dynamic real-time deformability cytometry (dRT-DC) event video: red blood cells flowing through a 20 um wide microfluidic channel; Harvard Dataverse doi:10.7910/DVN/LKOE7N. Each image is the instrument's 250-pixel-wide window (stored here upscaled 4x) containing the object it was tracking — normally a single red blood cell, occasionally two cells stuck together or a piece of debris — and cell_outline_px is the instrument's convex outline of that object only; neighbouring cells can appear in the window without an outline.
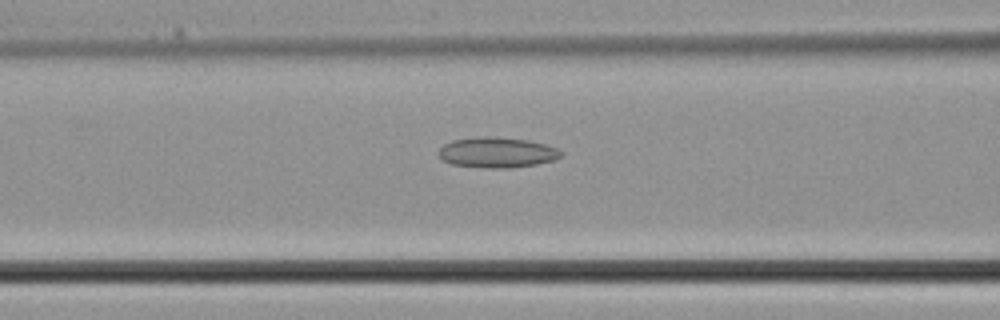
{"species": "common noctule bat (a hibernating species)", "species_latin": "Nyctalus noctula", "temperature_condition": "cold", "stored_images_in_passage": 32, "camera_frame_rate_fps": 3000, "um_per_image_px": 0.085, "animal": {"sex": "male", "body_mass_g": 21.5, "forearm_length_mm": 52.0}, "frame": {"image": 1, "passage_image": 10, "time_ms": 3.0, "image_size_px": [1000, 320], "cell_outline_px": [[564, 152], [556, 160], [536, 164], [504, 168], [484, 168], [452, 164], [444, 160], [436, 152], [444, 144], [452, 140], [476, 136], [496, 136], [528, 140], [544, 144], [556, 148]], "centroid_in_image_um": [42.23, 12.94], "position_along_channel_um": 124.4, "area_um2": 21.85}}
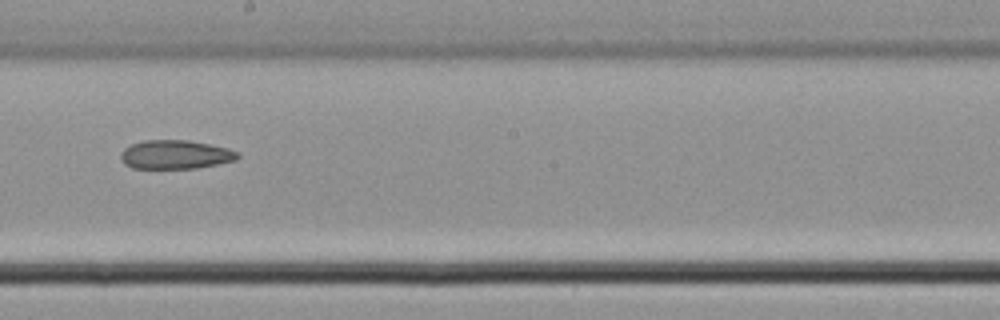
{"frame": {"image": 2, "passage_image": 16, "time_ms": 5.0, "image_size_px": [1000, 320], "cell_outline_px": [[240, 156], [236, 160], [196, 168], [132, 168], [124, 164], [120, 160], [120, 152], [124, 148], [132, 144], [144, 140], [188, 140], [228, 148], [240, 152]], "centroid_in_image_um": [14.89, 13.13], "position_along_channel_um": 233.3, "area_um2": 19.71}}
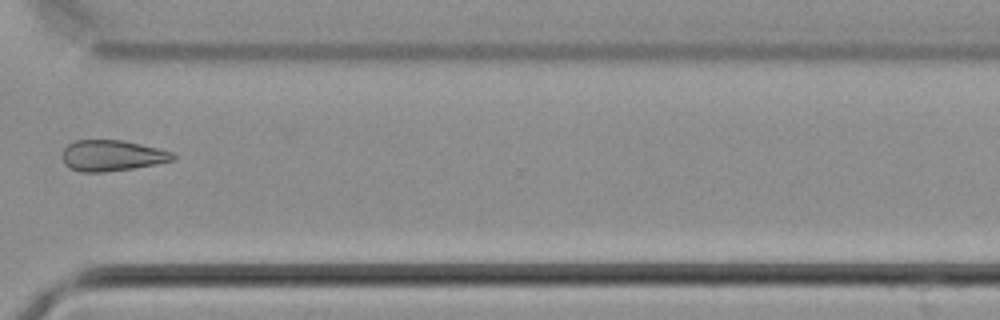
{"frame": {"image": 3, "passage_image": 23, "time_ms": 7.333, "image_size_px": [1000, 320], "cell_outline_px": [[176, 156], [172, 160], [132, 168], [104, 172], [80, 172], [68, 168], [64, 164], [64, 148], [68, 144], [76, 140], [120, 140], [160, 148], [172, 152]], "centroid_in_image_um": [9.49, 13.22], "position_along_channel_um": 361.1, "area_um2": 19.71}}